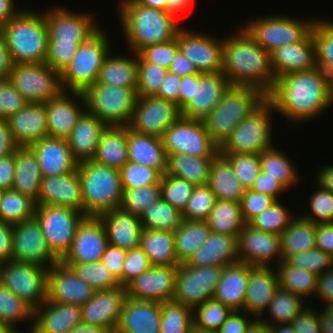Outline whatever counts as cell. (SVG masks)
Returning <instances> with one entry per match:
<instances>
[{
	"label": "cell",
	"mask_w": 333,
	"mask_h": 333,
	"mask_svg": "<svg viewBox=\"0 0 333 333\" xmlns=\"http://www.w3.org/2000/svg\"><path fill=\"white\" fill-rule=\"evenodd\" d=\"M267 98L275 113L299 124L320 117L333 105L331 78L318 66L277 78Z\"/></svg>",
	"instance_id": "1"
},
{
	"label": "cell",
	"mask_w": 333,
	"mask_h": 333,
	"mask_svg": "<svg viewBox=\"0 0 333 333\" xmlns=\"http://www.w3.org/2000/svg\"><path fill=\"white\" fill-rule=\"evenodd\" d=\"M235 31L223 36L221 72L231 85L253 86L267 95L276 81L270 53L260 47L241 25Z\"/></svg>",
	"instance_id": "2"
},
{
	"label": "cell",
	"mask_w": 333,
	"mask_h": 333,
	"mask_svg": "<svg viewBox=\"0 0 333 333\" xmlns=\"http://www.w3.org/2000/svg\"><path fill=\"white\" fill-rule=\"evenodd\" d=\"M118 17L130 52L176 38L183 27L170 13L143 6L135 0H119Z\"/></svg>",
	"instance_id": "3"
},
{
	"label": "cell",
	"mask_w": 333,
	"mask_h": 333,
	"mask_svg": "<svg viewBox=\"0 0 333 333\" xmlns=\"http://www.w3.org/2000/svg\"><path fill=\"white\" fill-rule=\"evenodd\" d=\"M0 33L13 64L45 63L49 38L43 12L23 6L0 29Z\"/></svg>",
	"instance_id": "4"
},
{
	"label": "cell",
	"mask_w": 333,
	"mask_h": 333,
	"mask_svg": "<svg viewBox=\"0 0 333 333\" xmlns=\"http://www.w3.org/2000/svg\"><path fill=\"white\" fill-rule=\"evenodd\" d=\"M266 98L267 95L256 87L230 85L218 105L202 120L211 139L220 146Z\"/></svg>",
	"instance_id": "5"
},
{
	"label": "cell",
	"mask_w": 333,
	"mask_h": 333,
	"mask_svg": "<svg viewBox=\"0 0 333 333\" xmlns=\"http://www.w3.org/2000/svg\"><path fill=\"white\" fill-rule=\"evenodd\" d=\"M78 174L86 216H99L120 207L123 189L119 169L88 160L78 163Z\"/></svg>",
	"instance_id": "6"
},
{
	"label": "cell",
	"mask_w": 333,
	"mask_h": 333,
	"mask_svg": "<svg viewBox=\"0 0 333 333\" xmlns=\"http://www.w3.org/2000/svg\"><path fill=\"white\" fill-rule=\"evenodd\" d=\"M274 105L266 98L219 146L220 154H260L273 147Z\"/></svg>",
	"instance_id": "7"
},
{
	"label": "cell",
	"mask_w": 333,
	"mask_h": 333,
	"mask_svg": "<svg viewBox=\"0 0 333 333\" xmlns=\"http://www.w3.org/2000/svg\"><path fill=\"white\" fill-rule=\"evenodd\" d=\"M107 34L100 28L79 45L71 63L61 73L63 90L84 92L97 82L103 61L111 49Z\"/></svg>",
	"instance_id": "8"
},
{
	"label": "cell",
	"mask_w": 333,
	"mask_h": 333,
	"mask_svg": "<svg viewBox=\"0 0 333 333\" xmlns=\"http://www.w3.org/2000/svg\"><path fill=\"white\" fill-rule=\"evenodd\" d=\"M250 20L241 26L260 47L270 53L275 48L301 42L311 32L316 17L299 19L274 14Z\"/></svg>",
	"instance_id": "9"
},
{
	"label": "cell",
	"mask_w": 333,
	"mask_h": 333,
	"mask_svg": "<svg viewBox=\"0 0 333 333\" xmlns=\"http://www.w3.org/2000/svg\"><path fill=\"white\" fill-rule=\"evenodd\" d=\"M136 89L91 85L83 92L86 110L107 126H128L138 97Z\"/></svg>",
	"instance_id": "10"
},
{
	"label": "cell",
	"mask_w": 333,
	"mask_h": 333,
	"mask_svg": "<svg viewBox=\"0 0 333 333\" xmlns=\"http://www.w3.org/2000/svg\"><path fill=\"white\" fill-rule=\"evenodd\" d=\"M39 222L48 248L60 261L69 251L76 231L86 217L83 212L57 205H36Z\"/></svg>",
	"instance_id": "11"
},
{
	"label": "cell",
	"mask_w": 333,
	"mask_h": 333,
	"mask_svg": "<svg viewBox=\"0 0 333 333\" xmlns=\"http://www.w3.org/2000/svg\"><path fill=\"white\" fill-rule=\"evenodd\" d=\"M8 79L28 103H46L62 91L61 73L46 63H16Z\"/></svg>",
	"instance_id": "12"
},
{
	"label": "cell",
	"mask_w": 333,
	"mask_h": 333,
	"mask_svg": "<svg viewBox=\"0 0 333 333\" xmlns=\"http://www.w3.org/2000/svg\"><path fill=\"white\" fill-rule=\"evenodd\" d=\"M48 268L32 263H2L1 283L34 310L47 300Z\"/></svg>",
	"instance_id": "13"
},
{
	"label": "cell",
	"mask_w": 333,
	"mask_h": 333,
	"mask_svg": "<svg viewBox=\"0 0 333 333\" xmlns=\"http://www.w3.org/2000/svg\"><path fill=\"white\" fill-rule=\"evenodd\" d=\"M223 267H197L180 263L176 275L172 300L194 309L206 300L213 299Z\"/></svg>",
	"instance_id": "14"
},
{
	"label": "cell",
	"mask_w": 333,
	"mask_h": 333,
	"mask_svg": "<svg viewBox=\"0 0 333 333\" xmlns=\"http://www.w3.org/2000/svg\"><path fill=\"white\" fill-rule=\"evenodd\" d=\"M162 142L166 155L206 157L219 153V146L209 136L203 121L182 116L165 131Z\"/></svg>",
	"instance_id": "15"
},
{
	"label": "cell",
	"mask_w": 333,
	"mask_h": 333,
	"mask_svg": "<svg viewBox=\"0 0 333 333\" xmlns=\"http://www.w3.org/2000/svg\"><path fill=\"white\" fill-rule=\"evenodd\" d=\"M46 10L43 13L48 43H84L101 28L93 13L72 11L61 5Z\"/></svg>",
	"instance_id": "16"
},
{
	"label": "cell",
	"mask_w": 333,
	"mask_h": 333,
	"mask_svg": "<svg viewBox=\"0 0 333 333\" xmlns=\"http://www.w3.org/2000/svg\"><path fill=\"white\" fill-rule=\"evenodd\" d=\"M180 117L181 110L172 102L156 96L137 97L128 127L141 134L162 138Z\"/></svg>",
	"instance_id": "17"
},
{
	"label": "cell",
	"mask_w": 333,
	"mask_h": 333,
	"mask_svg": "<svg viewBox=\"0 0 333 333\" xmlns=\"http://www.w3.org/2000/svg\"><path fill=\"white\" fill-rule=\"evenodd\" d=\"M12 260L50 268L59 260L48 248L35 217L13 225Z\"/></svg>",
	"instance_id": "18"
},
{
	"label": "cell",
	"mask_w": 333,
	"mask_h": 333,
	"mask_svg": "<svg viewBox=\"0 0 333 333\" xmlns=\"http://www.w3.org/2000/svg\"><path fill=\"white\" fill-rule=\"evenodd\" d=\"M181 28L177 34L179 49L195 65L199 73L222 71L223 37Z\"/></svg>",
	"instance_id": "19"
},
{
	"label": "cell",
	"mask_w": 333,
	"mask_h": 333,
	"mask_svg": "<svg viewBox=\"0 0 333 333\" xmlns=\"http://www.w3.org/2000/svg\"><path fill=\"white\" fill-rule=\"evenodd\" d=\"M237 242L239 262L262 267L276 264L273 265L275 267L282 261L280 235L245 224L239 232Z\"/></svg>",
	"instance_id": "20"
},
{
	"label": "cell",
	"mask_w": 333,
	"mask_h": 333,
	"mask_svg": "<svg viewBox=\"0 0 333 333\" xmlns=\"http://www.w3.org/2000/svg\"><path fill=\"white\" fill-rule=\"evenodd\" d=\"M178 266H152L126 286L128 297L163 303L172 301Z\"/></svg>",
	"instance_id": "21"
},
{
	"label": "cell",
	"mask_w": 333,
	"mask_h": 333,
	"mask_svg": "<svg viewBox=\"0 0 333 333\" xmlns=\"http://www.w3.org/2000/svg\"><path fill=\"white\" fill-rule=\"evenodd\" d=\"M45 108L48 136L66 139L86 111L85 97L83 92L63 90Z\"/></svg>",
	"instance_id": "22"
},
{
	"label": "cell",
	"mask_w": 333,
	"mask_h": 333,
	"mask_svg": "<svg viewBox=\"0 0 333 333\" xmlns=\"http://www.w3.org/2000/svg\"><path fill=\"white\" fill-rule=\"evenodd\" d=\"M108 245L105 228L98 216H86L77 228L72 245L60 262L101 261Z\"/></svg>",
	"instance_id": "23"
},
{
	"label": "cell",
	"mask_w": 333,
	"mask_h": 333,
	"mask_svg": "<svg viewBox=\"0 0 333 333\" xmlns=\"http://www.w3.org/2000/svg\"><path fill=\"white\" fill-rule=\"evenodd\" d=\"M95 291L60 261L48 269L47 300L50 302L82 306Z\"/></svg>",
	"instance_id": "24"
},
{
	"label": "cell",
	"mask_w": 333,
	"mask_h": 333,
	"mask_svg": "<svg viewBox=\"0 0 333 333\" xmlns=\"http://www.w3.org/2000/svg\"><path fill=\"white\" fill-rule=\"evenodd\" d=\"M231 84L222 72L194 74L193 99L181 110L187 119L203 120Z\"/></svg>",
	"instance_id": "25"
},
{
	"label": "cell",
	"mask_w": 333,
	"mask_h": 333,
	"mask_svg": "<svg viewBox=\"0 0 333 333\" xmlns=\"http://www.w3.org/2000/svg\"><path fill=\"white\" fill-rule=\"evenodd\" d=\"M126 296V287L123 286L96 290L94 295L80 306L82 322L102 327L108 332L116 331Z\"/></svg>",
	"instance_id": "26"
},
{
	"label": "cell",
	"mask_w": 333,
	"mask_h": 333,
	"mask_svg": "<svg viewBox=\"0 0 333 333\" xmlns=\"http://www.w3.org/2000/svg\"><path fill=\"white\" fill-rule=\"evenodd\" d=\"M36 205H57L83 212L78 168L70 173L42 177Z\"/></svg>",
	"instance_id": "27"
},
{
	"label": "cell",
	"mask_w": 333,
	"mask_h": 333,
	"mask_svg": "<svg viewBox=\"0 0 333 333\" xmlns=\"http://www.w3.org/2000/svg\"><path fill=\"white\" fill-rule=\"evenodd\" d=\"M270 65L275 78L317 67L315 44L310 32L301 42L275 48L270 52Z\"/></svg>",
	"instance_id": "28"
},
{
	"label": "cell",
	"mask_w": 333,
	"mask_h": 333,
	"mask_svg": "<svg viewBox=\"0 0 333 333\" xmlns=\"http://www.w3.org/2000/svg\"><path fill=\"white\" fill-rule=\"evenodd\" d=\"M30 146L37 157L42 177L67 174L78 168L65 138L48 136Z\"/></svg>",
	"instance_id": "29"
},
{
	"label": "cell",
	"mask_w": 333,
	"mask_h": 333,
	"mask_svg": "<svg viewBox=\"0 0 333 333\" xmlns=\"http://www.w3.org/2000/svg\"><path fill=\"white\" fill-rule=\"evenodd\" d=\"M160 326L159 302L137 300L126 296L116 329L118 333H159Z\"/></svg>",
	"instance_id": "30"
},
{
	"label": "cell",
	"mask_w": 333,
	"mask_h": 333,
	"mask_svg": "<svg viewBox=\"0 0 333 333\" xmlns=\"http://www.w3.org/2000/svg\"><path fill=\"white\" fill-rule=\"evenodd\" d=\"M278 287V278L274 266H252L249 269L248 288L243 311L259 320L268 310Z\"/></svg>",
	"instance_id": "31"
},
{
	"label": "cell",
	"mask_w": 333,
	"mask_h": 333,
	"mask_svg": "<svg viewBox=\"0 0 333 333\" xmlns=\"http://www.w3.org/2000/svg\"><path fill=\"white\" fill-rule=\"evenodd\" d=\"M7 120L12 136L19 146H30L48 137L45 103H27Z\"/></svg>",
	"instance_id": "32"
},
{
	"label": "cell",
	"mask_w": 333,
	"mask_h": 333,
	"mask_svg": "<svg viewBox=\"0 0 333 333\" xmlns=\"http://www.w3.org/2000/svg\"><path fill=\"white\" fill-rule=\"evenodd\" d=\"M98 217L105 228L108 244L124 250L139 247L143 230L140 216L117 208Z\"/></svg>",
	"instance_id": "33"
},
{
	"label": "cell",
	"mask_w": 333,
	"mask_h": 333,
	"mask_svg": "<svg viewBox=\"0 0 333 333\" xmlns=\"http://www.w3.org/2000/svg\"><path fill=\"white\" fill-rule=\"evenodd\" d=\"M82 322L81 307L46 300L34 310L31 333H68Z\"/></svg>",
	"instance_id": "34"
},
{
	"label": "cell",
	"mask_w": 333,
	"mask_h": 333,
	"mask_svg": "<svg viewBox=\"0 0 333 333\" xmlns=\"http://www.w3.org/2000/svg\"><path fill=\"white\" fill-rule=\"evenodd\" d=\"M238 237L210 232L207 240L185 262L190 266L225 267L239 262Z\"/></svg>",
	"instance_id": "35"
},
{
	"label": "cell",
	"mask_w": 333,
	"mask_h": 333,
	"mask_svg": "<svg viewBox=\"0 0 333 333\" xmlns=\"http://www.w3.org/2000/svg\"><path fill=\"white\" fill-rule=\"evenodd\" d=\"M251 267L250 264L244 262L225 266L213 299L221 302L232 311H243Z\"/></svg>",
	"instance_id": "36"
},
{
	"label": "cell",
	"mask_w": 333,
	"mask_h": 333,
	"mask_svg": "<svg viewBox=\"0 0 333 333\" xmlns=\"http://www.w3.org/2000/svg\"><path fill=\"white\" fill-rule=\"evenodd\" d=\"M107 125L87 110L66 138L74 159L81 163L93 160L99 139Z\"/></svg>",
	"instance_id": "37"
},
{
	"label": "cell",
	"mask_w": 333,
	"mask_h": 333,
	"mask_svg": "<svg viewBox=\"0 0 333 333\" xmlns=\"http://www.w3.org/2000/svg\"><path fill=\"white\" fill-rule=\"evenodd\" d=\"M128 161L166 172L167 155L162 138L135 132L127 126Z\"/></svg>",
	"instance_id": "38"
},
{
	"label": "cell",
	"mask_w": 333,
	"mask_h": 333,
	"mask_svg": "<svg viewBox=\"0 0 333 333\" xmlns=\"http://www.w3.org/2000/svg\"><path fill=\"white\" fill-rule=\"evenodd\" d=\"M128 55L111 53L105 57L95 84L114 87L137 88L138 86V54Z\"/></svg>",
	"instance_id": "39"
},
{
	"label": "cell",
	"mask_w": 333,
	"mask_h": 333,
	"mask_svg": "<svg viewBox=\"0 0 333 333\" xmlns=\"http://www.w3.org/2000/svg\"><path fill=\"white\" fill-rule=\"evenodd\" d=\"M15 174L12 189L38 200L42 174L31 146H18L14 152Z\"/></svg>",
	"instance_id": "40"
},
{
	"label": "cell",
	"mask_w": 333,
	"mask_h": 333,
	"mask_svg": "<svg viewBox=\"0 0 333 333\" xmlns=\"http://www.w3.org/2000/svg\"><path fill=\"white\" fill-rule=\"evenodd\" d=\"M207 186L216 199L240 202L245 188L238 180L231 162L218 153L212 163Z\"/></svg>",
	"instance_id": "41"
},
{
	"label": "cell",
	"mask_w": 333,
	"mask_h": 333,
	"mask_svg": "<svg viewBox=\"0 0 333 333\" xmlns=\"http://www.w3.org/2000/svg\"><path fill=\"white\" fill-rule=\"evenodd\" d=\"M93 160L116 169L124 166L128 162L127 126H107Z\"/></svg>",
	"instance_id": "42"
},
{
	"label": "cell",
	"mask_w": 333,
	"mask_h": 333,
	"mask_svg": "<svg viewBox=\"0 0 333 333\" xmlns=\"http://www.w3.org/2000/svg\"><path fill=\"white\" fill-rule=\"evenodd\" d=\"M215 156L196 157L174 153L167 155L166 175H172L194 184L207 185Z\"/></svg>",
	"instance_id": "43"
},
{
	"label": "cell",
	"mask_w": 333,
	"mask_h": 333,
	"mask_svg": "<svg viewBox=\"0 0 333 333\" xmlns=\"http://www.w3.org/2000/svg\"><path fill=\"white\" fill-rule=\"evenodd\" d=\"M280 245L282 260L315 248V224L296 214L289 226L280 234Z\"/></svg>",
	"instance_id": "44"
},
{
	"label": "cell",
	"mask_w": 333,
	"mask_h": 333,
	"mask_svg": "<svg viewBox=\"0 0 333 333\" xmlns=\"http://www.w3.org/2000/svg\"><path fill=\"white\" fill-rule=\"evenodd\" d=\"M141 249L149 257L152 266H179L174 245V232L143 229Z\"/></svg>",
	"instance_id": "45"
},
{
	"label": "cell",
	"mask_w": 333,
	"mask_h": 333,
	"mask_svg": "<svg viewBox=\"0 0 333 333\" xmlns=\"http://www.w3.org/2000/svg\"><path fill=\"white\" fill-rule=\"evenodd\" d=\"M308 304L312 303H308L307 300L291 293L289 290L278 287L268 310L259 320L268 326L291 323Z\"/></svg>",
	"instance_id": "46"
},
{
	"label": "cell",
	"mask_w": 333,
	"mask_h": 333,
	"mask_svg": "<svg viewBox=\"0 0 333 333\" xmlns=\"http://www.w3.org/2000/svg\"><path fill=\"white\" fill-rule=\"evenodd\" d=\"M210 232L206 221L183 219L181 225L174 231L175 253L178 262H186L207 240Z\"/></svg>",
	"instance_id": "47"
},
{
	"label": "cell",
	"mask_w": 333,
	"mask_h": 333,
	"mask_svg": "<svg viewBox=\"0 0 333 333\" xmlns=\"http://www.w3.org/2000/svg\"><path fill=\"white\" fill-rule=\"evenodd\" d=\"M261 170L279 181L289 192L301 180L298 168L284 151L271 147L260 154Z\"/></svg>",
	"instance_id": "48"
},
{
	"label": "cell",
	"mask_w": 333,
	"mask_h": 333,
	"mask_svg": "<svg viewBox=\"0 0 333 333\" xmlns=\"http://www.w3.org/2000/svg\"><path fill=\"white\" fill-rule=\"evenodd\" d=\"M211 232L238 237L246 224L240 207V202L216 199L208 219Z\"/></svg>",
	"instance_id": "49"
},
{
	"label": "cell",
	"mask_w": 333,
	"mask_h": 333,
	"mask_svg": "<svg viewBox=\"0 0 333 333\" xmlns=\"http://www.w3.org/2000/svg\"><path fill=\"white\" fill-rule=\"evenodd\" d=\"M279 287L305 298H313L317 292L318 276L305 269H299L282 260L275 266Z\"/></svg>",
	"instance_id": "50"
},
{
	"label": "cell",
	"mask_w": 333,
	"mask_h": 333,
	"mask_svg": "<svg viewBox=\"0 0 333 333\" xmlns=\"http://www.w3.org/2000/svg\"><path fill=\"white\" fill-rule=\"evenodd\" d=\"M26 320L32 322L30 329H27V333H31L34 309L0 282V321L9 325L17 333H22V330L20 331L16 326Z\"/></svg>",
	"instance_id": "51"
},
{
	"label": "cell",
	"mask_w": 333,
	"mask_h": 333,
	"mask_svg": "<svg viewBox=\"0 0 333 333\" xmlns=\"http://www.w3.org/2000/svg\"><path fill=\"white\" fill-rule=\"evenodd\" d=\"M316 64L330 78L333 76V20L316 17L311 29Z\"/></svg>",
	"instance_id": "52"
},
{
	"label": "cell",
	"mask_w": 333,
	"mask_h": 333,
	"mask_svg": "<svg viewBox=\"0 0 333 333\" xmlns=\"http://www.w3.org/2000/svg\"><path fill=\"white\" fill-rule=\"evenodd\" d=\"M182 213L162 198L150 205L141 215L143 229L174 232L182 222Z\"/></svg>",
	"instance_id": "53"
},
{
	"label": "cell",
	"mask_w": 333,
	"mask_h": 333,
	"mask_svg": "<svg viewBox=\"0 0 333 333\" xmlns=\"http://www.w3.org/2000/svg\"><path fill=\"white\" fill-rule=\"evenodd\" d=\"M35 208V201L29 196L13 189L4 190L0 203V219L14 225L33 218Z\"/></svg>",
	"instance_id": "54"
},
{
	"label": "cell",
	"mask_w": 333,
	"mask_h": 333,
	"mask_svg": "<svg viewBox=\"0 0 333 333\" xmlns=\"http://www.w3.org/2000/svg\"><path fill=\"white\" fill-rule=\"evenodd\" d=\"M232 310L215 299L206 300L193 309V329L216 333Z\"/></svg>",
	"instance_id": "55"
},
{
	"label": "cell",
	"mask_w": 333,
	"mask_h": 333,
	"mask_svg": "<svg viewBox=\"0 0 333 333\" xmlns=\"http://www.w3.org/2000/svg\"><path fill=\"white\" fill-rule=\"evenodd\" d=\"M159 333H192L193 309L175 301L160 303Z\"/></svg>",
	"instance_id": "56"
},
{
	"label": "cell",
	"mask_w": 333,
	"mask_h": 333,
	"mask_svg": "<svg viewBox=\"0 0 333 333\" xmlns=\"http://www.w3.org/2000/svg\"><path fill=\"white\" fill-rule=\"evenodd\" d=\"M61 263L70 267L82 281L94 290H109L121 286L101 261L94 263Z\"/></svg>",
	"instance_id": "57"
},
{
	"label": "cell",
	"mask_w": 333,
	"mask_h": 333,
	"mask_svg": "<svg viewBox=\"0 0 333 333\" xmlns=\"http://www.w3.org/2000/svg\"><path fill=\"white\" fill-rule=\"evenodd\" d=\"M295 216L293 210L291 212L286 205L278 200L248 224L255 229L280 235Z\"/></svg>",
	"instance_id": "58"
},
{
	"label": "cell",
	"mask_w": 333,
	"mask_h": 333,
	"mask_svg": "<svg viewBox=\"0 0 333 333\" xmlns=\"http://www.w3.org/2000/svg\"><path fill=\"white\" fill-rule=\"evenodd\" d=\"M161 198V181L133 189H123L120 209L140 216L150 205Z\"/></svg>",
	"instance_id": "59"
},
{
	"label": "cell",
	"mask_w": 333,
	"mask_h": 333,
	"mask_svg": "<svg viewBox=\"0 0 333 333\" xmlns=\"http://www.w3.org/2000/svg\"><path fill=\"white\" fill-rule=\"evenodd\" d=\"M317 189L309 195L307 206L310 210H305L300 214L314 224L333 223V193L320 184L316 183Z\"/></svg>",
	"instance_id": "60"
},
{
	"label": "cell",
	"mask_w": 333,
	"mask_h": 333,
	"mask_svg": "<svg viewBox=\"0 0 333 333\" xmlns=\"http://www.w3.org/2000/svg\"><path fill=\"white\" fill-rule=\"evenodd\" d=\"M195 185L187 180L164 174L161 178V198L181 213L184 211Z\"/></svg>",
	"instance_id": "61"
},
{
	"label": "cell",
	"mask_w": 333,
	"mask_h": 333,
	"mask_svg": "<svg viewBox=\"0 0 333 333\" xmlns=\"http://www.w3.org/2000/svg\"><path fill=\"white\" fill-rule=\"evenodd\" d=\"M216 197L207 185L195 186L182 212L184 220L206 221L215 204Z\"/></svg>",
	"instance_id": "62"
},
{
	"label": "cell",
	"mask_w": 333,
	"mask_h": 333,
	"mask_svg": "<svg viewBox=\"0 0 333 333\" xmlns=\"http://www.w3.org/2000/svg\"><path fill=\"white\" fill-rule=\"evenodd\" d=\"M167 72V69L154 63H147L138 55L137 96H156Z\"/></svg>",
	"instance_id": "63"
},
{
	"label": "cell",
	"mask_w": 333,
	"mask_h": 333,
	"mask_svg": "<svg viewBox=\"0 0 333 333\" xmlns=\"http://www.w3.org/2000/svg\"><path fill=\"white\" fill-rule=\"evenodd\" d=\"M122 189L160 183L162 175L155 169L128 161L119 169Z\"/></svg>",
	"instance_id": "64"
},
{
	"label": "cell",
	"mask_w": 333,
	"mask_h": 333,
	"mask_svg": "<svg viewBox=\"0 0 333 333\" xmlns=\"http://www.w3.org/2000/svg\"><path fill=\"white\" fill-rule=\"evenodd\" d=\"M285 261L293 267L305 269L316 276L333 266L332 256L317 247L289 256Z\"/></svg>",
	"instance_id": "65"
},
{
	"label": "cell",
	"mask_w": 333,
	"mask_h": 333,
	"mask_svg": "<svg viewBox=\"0 0 333 333\" xmlns=\"http://www.w3.org/2000/svg\"><path fill=\"white\" fill-rule=\"evenodd\" d=\"M222 155H224L231 162L234 172L244 188L246 190L251 189L261 170L259 154Z\"/></svg>",
	"instance_id": "66"
},
{
	"label": "cell",
	"mask_w": 333,
	"mask_h": 333,
	"mask_svg": "<svg viewBox=\"0 0 333 333\" xmlns=\"http://www.w3.org/2000/svg\"><path fill=\"white\" fill-rule=\"evenodd\" d=\"M179 50L176 38L164 42L149 45L141 49L137 54L147 63H154L162 68L169 69L176 52Z\"/></svg>",
	"instance_id": "67"
},
{
	"label": "cell",
	"mask_w": 333,
	"mask_h": 333,
	"mask_svg": "<svg viewBox=\"0 0 333 333\" xmlns=\"http://www.w3.org/2000/svg\"><path fill=\"white\" fill-rule=\"evenodd\" d=\"M275 202H277V200L274 197L251 189L245 190L240 201L241 212L245 223L248 224L253 218L272 206Z\"/></svg>",
	"instance_id": "68"
},
{
	"label": "cell",
	"mask_w": 333,
	"mask_h": 333,
	"mask_svg": "<svg viewBox=\"0 0 333 333\" xmlns=\"http://www.w3.org/2000/svg\"><path fill=\"white\" fill-rule=\"evenodd\" d=\"M82 43H48L45 63L62 73Z\"/></svg>",
	"instance_id": "69"
},
{
	"label": "cell",
	"mask_w": 333,
	"mask_h": 333,
	"mask_svg": "<svg viewBox=\"0 0 333 333\" xmlns=\"http://www.w3.org/2000/svg\"><path fill=\"white\" fill-rule=\"evenodd\" d=\"M151 267L149 257L140 246L127 250L123 263V287H126L133 279Z\"/></svg>",
	"instance_id": "70"
},
{
	"label": "cell",
	"mask_w": 333,
	"mask_h": 333,
	"mask_svg": "<svg viewBox=\"0 0 333 333\" xmlns=\"http://www.w3.org/2000/svg\"><path fill=\"white\" fill-rule=\"evenodd\" d=\"M27 103L8 78L0 80V118L7 119Z\"/></svg>",
	"instance_id": "71"
},
{
	"label": "cell",
	"mask_w": 333,
	"mask_h": 333,
	"mask_svg": "<svg viewBox=\"0 0 333 333\" xmlns=\"http://www.w3.org/2000/svg\"><path fill=\"white\" fill-rule=\"evenodd\" d=\"M127 250L108 244L101 262L112 273L113 277L123 286V263Z\"/></svg>",
	"instance_id": "72"
},
{
	"label": "cell",
	"mask_w": 333,
	"mask_h": 333,
	"mask_svg": "<svg viewBox=\"0 0 333 333\" xmlns=\"http://www.w3.org/2000/svg\"><path fill=\"white\" fill-rule=\"evenodd\" d=\"M310 306H305L291 322L296 333H321L318 310L314 309L316 307Z\"/></svg>",
	"instance_id": "73"
},
{
	"label": "cell",
	"mask_w": 333,
	"mask_h": 333,
	"mask_svg": "<svg viewBox=\"0 0 333 333\" xmlns=\"http://www.w3.org/2000/svg\"><path fill=\"white\" fill-rule=\"evenodd\" d=\"M251 190L274 197L277 201L280 200L279 196L287 191L279 181L262 170L255 179Z\"/></svg>",
	"instance_id": "74"
},
{
	"label": "cell",
	"mask_w": 333,
	"mask_h": 333,
	"mask_svg": "<svg viewBox=\"0 0 333 333\" xmlns=\"http://www.w3.org/2000/svg\"><path fill=\"white\" fill-rule=\"evenodd\" d=\"M255 320L244 311H232L216 333H246Z\"/></svg>",
	"instance_id": "75"
},
{
	"label": "cell",
	"mask_w": 333,
	"mask_h": 333,
	"mask_svg": "<svg viewBox=\"0 0 333 333\" xmlns=\"http://www.w3.org/2000/svg\"><path fill=\"white\" fill-rule=\"evenodd\" d=\"M180 81L181 77L168 71L156 97L172 102L178 107V97L181 88Z\"/></svg>",
	"instance_id": "76"
},
{
	"label": "cell",
	"mask_w": 333,
	"mask_h": 333,
	"mask_svg": "<svg viewBox=\"0 0 333 333\" xmlns=\"http://www.w3.org/2000/svg\"><path fill=\"white\" fill-rule=\"evenodd\" d=\"M316 298L324 306H333V266L318 276Z\"/></svg>",
	"instance_id": "77"
},
{
	"label": "cell",
	"mask_w": 333,
	"mask_h": 333,
	"mask_svg": "<svg viewBox=\"0 0 333 333\" xmlns=\"http://www.w3.org/2000/svg\"><path fill=\"white\" fill-rule=\"evenodd\" d=\"M13 224L0 219V262L12 260Z\"/></svg>",
	"instance_id": "78"
},
{
	"label": "cell",
	"mask_w": 333,
	"mask_h": 333,
	"mask_svg": "<svg viewBox=\"0 0 333 333\" xmlns=\"http://www.w3.org/2000/svg\"><path fill=\"white\" fill-rule=\"evenodd\" d=\"M316 247L333 257V223L315 224Z\"/></svg>",
	"instance_id": "79"
},
{
	"label": "cell",
	"mask_w": 333,
	"mask_h": 333,
	"mask_svg": "<svg viewBox=\"0 0 333 333\" xmlns=\"http://www.w3.org/2000/svg\"><path fill=\"white\" fill-rule=\"evenodd\" d=\"M15 174L14 153L0 158V188L11 190Z\"/></svg>",
	"instance_id": "80"
}]
</instances>
